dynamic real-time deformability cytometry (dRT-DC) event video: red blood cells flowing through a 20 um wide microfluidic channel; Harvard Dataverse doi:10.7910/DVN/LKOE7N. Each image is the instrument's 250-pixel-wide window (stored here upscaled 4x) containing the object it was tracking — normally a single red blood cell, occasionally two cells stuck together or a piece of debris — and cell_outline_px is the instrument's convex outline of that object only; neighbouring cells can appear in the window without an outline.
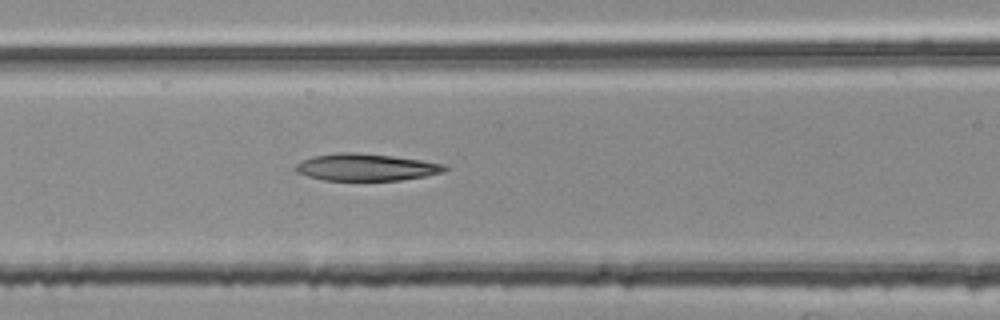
{"species": "common noctule bat (a hibernating species)", "species_latin": "Nyctalus noctula", "temperature_condition": "room temperature", "stored_images_in_passage": 53, "segment_of_instrument_passage": [2, 2], "camera_frame_rate_fps": 3000, "um_per_image_px": 0.085, "animal": {"sex": "female", "body_mass_g": 25.1}, "frame": {"image": 1, "passage_image": 22, "time_ms": 7.0, "image_size_px": [1000, 320], "cell_outline_px": [[448, 168], [444, 172], [424, 176], [400, 180], [324, 180], [308, 176], [296, 172], [292, 168], [300, 160], [312, 156], [336, 152], [356, 152], [392, 156], [420, 160], [444, 164]], "centroid_in_image_um": [31.05, 14.2], "position_along_channel_um": 135.6, "area_um2": 23.58}}
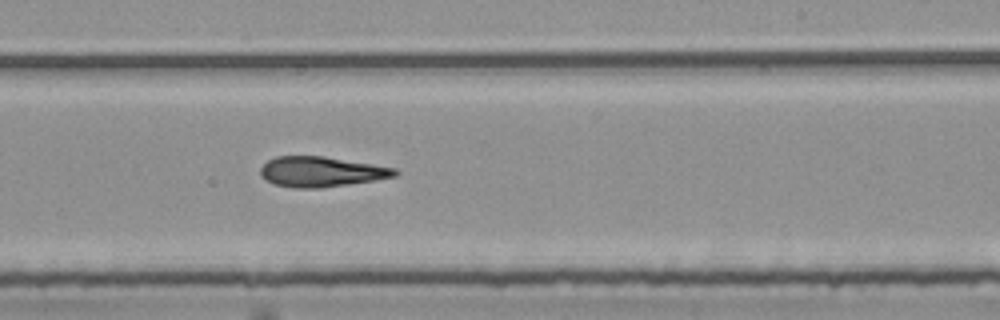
{"frame": {"image": 2, "passage_image": 32, "time_ms": 10.333, "image_size_px": [1000, 320], "cell_outline_px": [[400, 172], [396, 176], [348, 184], [320, 188], [292, 188], [272, 184], [264, 180], [260, 176], [260, 168], [268, 160], [276, 156], [324, 156], [396, 168]], "centroid_in_image_um": [27.25, 14.6], "position_along_channel_um": 261.7, "area_um2": 23.76}}
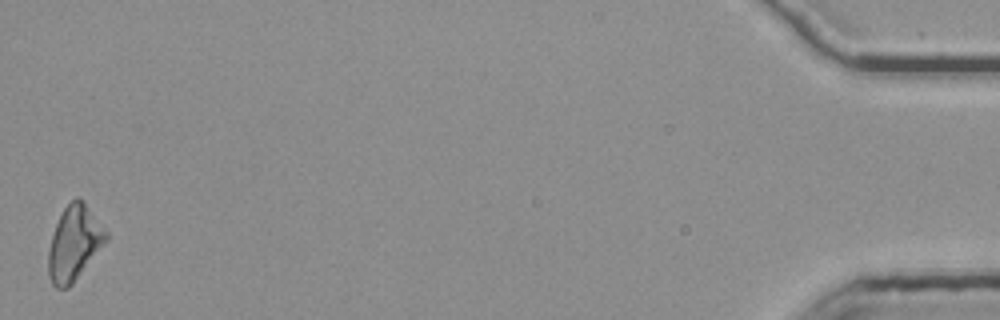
{"frame": {"image": 3, "passage_image": 53, "time_ms": 17.333, "image_size_px": [1000, 320], "cell_outline_px": [[108, 240], [72, 284], [68, 288], [56, 288], [52, 284], [48, 272], [48, 252], [52, 236], [56, 224], [64, 208], [76, 196], [84, 200], [108, 232]], "centroid_in_image_um": [6.32, 20.65], "position_along_channel_um": 428.9, "area_um2": 25.09}}